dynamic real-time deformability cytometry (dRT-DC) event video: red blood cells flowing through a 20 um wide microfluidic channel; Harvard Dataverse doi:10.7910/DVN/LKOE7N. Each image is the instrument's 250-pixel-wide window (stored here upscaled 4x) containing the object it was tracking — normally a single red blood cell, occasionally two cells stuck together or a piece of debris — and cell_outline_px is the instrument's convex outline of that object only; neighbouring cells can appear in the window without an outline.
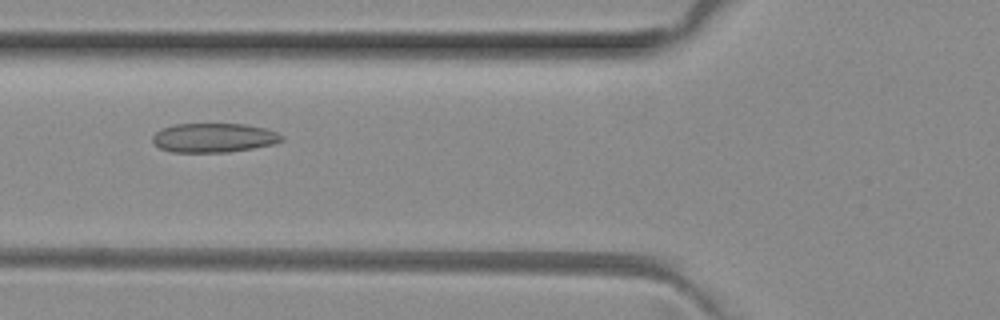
{"species": "common noctule bat (a hibernating species)", "species_latin": "Nyctalus noctula", "temperature_condition": "room temperature", "stored_images_in_passage": 5, "camera_frame_rate_fps": 3000, "um_per_image_px": 0.085, "animal": {"sex": "female", "body_mass_g": 29.2, "forearm_length_mm": 56.3}, "frame": {"image": 1, "passage_image": 5, "time_ms": 1.333, "image_size_px": [1000, 320], "cell_outline_px": [[284, 140], [272, 144], [252, 148], [228, 152], [172, 152], [160, 148], [152, 140], [152, 136], [160, 128], [176, 124], [248, 124], [264, 128], [276, 132], [284, 136]], "centroid_in_image_um": [18.17, 11.7], "position_along_channel_um": 107.6, "area_um2": 21.96}}